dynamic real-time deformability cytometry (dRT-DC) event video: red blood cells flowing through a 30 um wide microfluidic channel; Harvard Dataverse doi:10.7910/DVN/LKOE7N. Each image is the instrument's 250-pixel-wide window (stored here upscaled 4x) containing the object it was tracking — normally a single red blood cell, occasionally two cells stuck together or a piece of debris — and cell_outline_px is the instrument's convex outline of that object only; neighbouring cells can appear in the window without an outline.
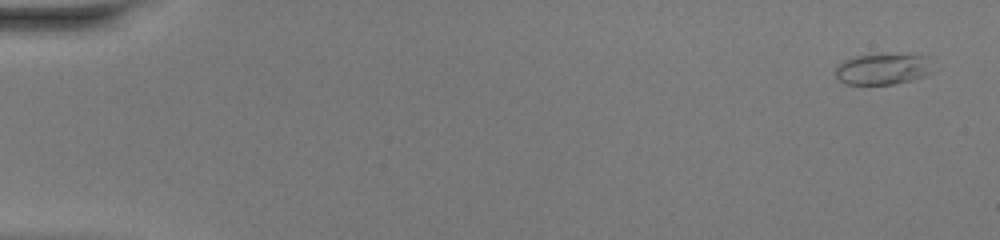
{"species": "common noctule bat (a hibernating species)", "species_latin": "Nyctalus noctula", "temperature_condition": "warm", "stored_images_in_passage": 49, "camera_frame_rate_fps": 3000, "um_per_image_px": 0.085, "animal": {"sex": "female", "body_mass_g": 20.0, "forearm_length_mm": 54.0}, "frame": {"image": 1, "passage_image": 1, "time_ms": 0.0, "image_size_px": [1000, 240], "cell_outline_px": [[932, 72], [924, 76], [912, 80], [892, 84], [844, 84], [836, 76], [836, 64], [844, 60], [856, 56], [924, 56]], "centroid_in_image_um": [74.94, 5.91], "position_along_channel_um": 10.1, "area_um2": 16.82}}
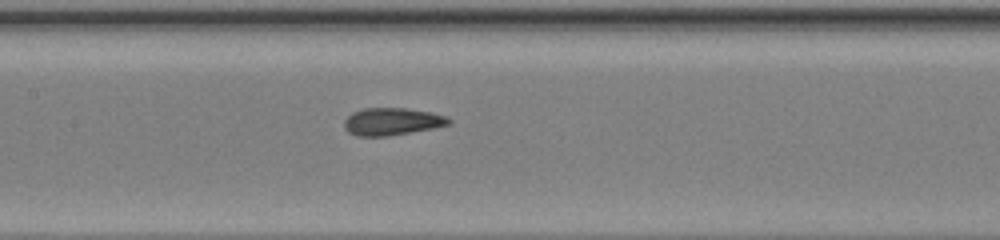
{"frame": {"image": 2, "passage_image": 24, "time_ms": 7.667, "image_size_px": [1000, 240], "cell_outline_px": [[452, 120], [448, 124], [432, 128], [388, 136], [356, 136], [348, 132], [344, 128], [344, 120], [352, 112], [364, 108], [404, 108], [432, 112], [444, 116]], "centroid_in_image_um": [33.27, 10.33], "position_along_channel_um": 174.1, "area_um2": 16.59}}
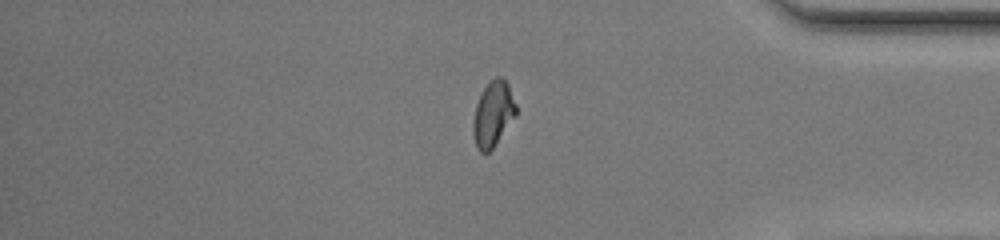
{"frame": {"image": 3, "passage_image": 41, "time_ms": 13.333, "image_size_px": [1000, 240], "cell_outline_px": [[516, 116], [492, 148], [488, 152], [480, 152], [476, 148], [472, 132], [472, 120], [476, 104], [484, 88], [496, 76], [504, 76], [508, 84], [516, 104]], "centroid_in_image_um": [41.9, 9.68], "position_along_channel_um": 393.3, "area_um2": 16.36}, "authors_computed_cell_mechanics": {"area_um2": 16.762, "velocity_mm_per_s": 4.2295, "shape_relaxation_time_tau1_ms": 9.057, "shape_relaxation_time_tau2_ms": 0.9598, "deformation_change_tau1": 0.2761, "deformation_change_tau2": 0.0719}}